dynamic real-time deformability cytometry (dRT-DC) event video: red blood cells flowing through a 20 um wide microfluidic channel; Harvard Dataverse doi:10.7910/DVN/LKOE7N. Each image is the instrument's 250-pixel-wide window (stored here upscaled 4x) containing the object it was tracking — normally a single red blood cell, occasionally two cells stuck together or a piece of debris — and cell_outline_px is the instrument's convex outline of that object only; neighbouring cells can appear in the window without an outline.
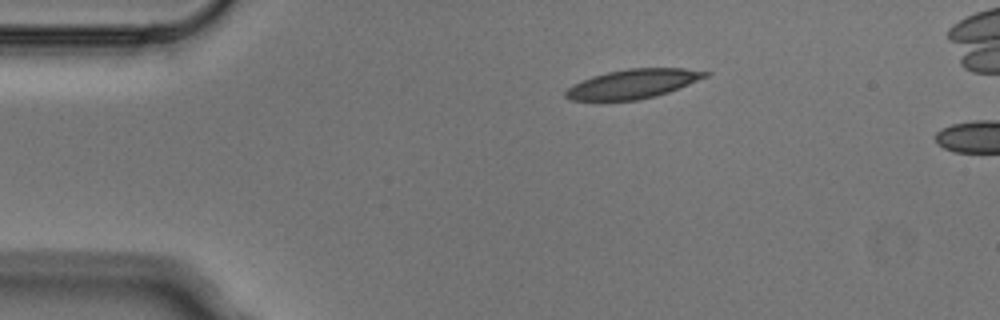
{"species": "Egyptian fruit bat (a non-hibernating species)", "species_latin": "Rousettus aegyptiacus", "temperature_condition": "cold", "stored_images_in_passage": 2, "camera_frame_rate_fps": 3000, "um_per_image_px": 0.085, "animal": {"sex": "male"}, "frame": {"image": 1, "passage_image": 1, "time_ms": 0.0, "image_size_px": [1000, 320], "cell_outline_px": [[712, 72], [708, 76], [668, 92], [656, 96], [636, 100], [572, 100], [564, 96], [564, 92], [572, 84], [592, 76], [608, 72], [628, 68], [684, 68]], "centroid_in_image_um": [53.8, 7.12], "position_along_channel_um": 31.2, "area_um2": 23.64}}